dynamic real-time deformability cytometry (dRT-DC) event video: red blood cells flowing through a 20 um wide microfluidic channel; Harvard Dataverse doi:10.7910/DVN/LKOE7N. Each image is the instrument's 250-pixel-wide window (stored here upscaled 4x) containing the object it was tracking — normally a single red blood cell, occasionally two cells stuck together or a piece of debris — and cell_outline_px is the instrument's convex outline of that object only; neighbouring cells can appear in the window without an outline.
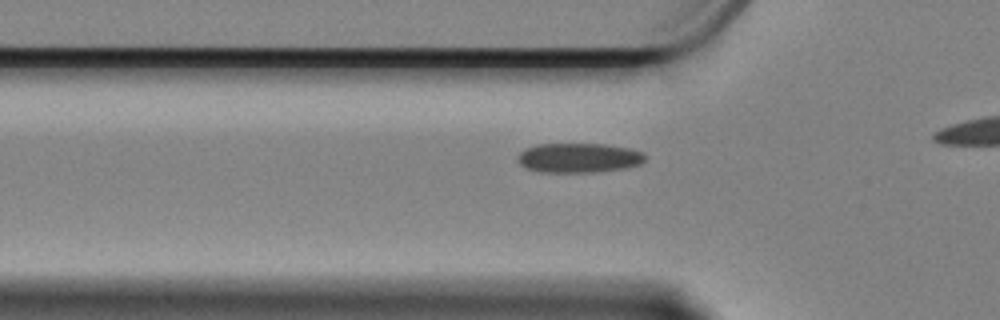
{"species": "Egyptian fruit bat (a non-hibernating species)", "species_latin": "Rousettus aegyptiacus", "temperature_condition": "cold", "stored_images_in_passage": 20, "camera_frame_rate_fps": 3000, "um_per_image_px": 0.085, "animal": {"sex": "female"}, "frame": {"image": 1, "passage_image": 10, "time_ms": 3.0, "image_size_px": [1000, 320], "cell_outline_px": [[644, 160], [640, 164], [624, 168], [588, 172], [540, 172], [528, 168], [520, 164], [516, 160], [516, 156], [524, 148], [536, 144], [604, 144], [628, 148], [640, 152], [644, 156]], "centroid_in_image_um": [49.11, 13.41], "position_along_channel_um": 76.7, "area_um2": 21.79}}
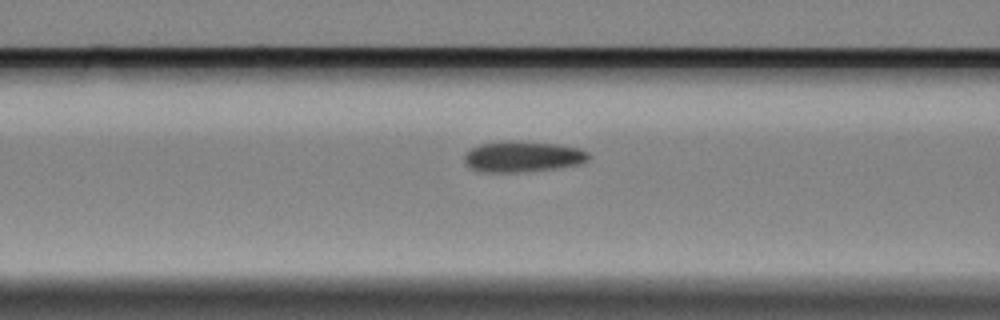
{"frame": {"image": 2, "passage_image": 14, "time_ms": 4.333, "image_size_px": [1000, 320], "cell_outline_px": [[588, 160], [580, 164], [552, 168], [520, 172], [480, 172], [472, 168], [464, 160], [464, 156], [472, 148], [480, 144], [508, 140], [520, 140], [556, 144], [580, 148], [588, 152]], "centroid_in_image_um": [44.43, 13.29], "position_along_channel_um": 122.2, "area_um2": 22.25}}
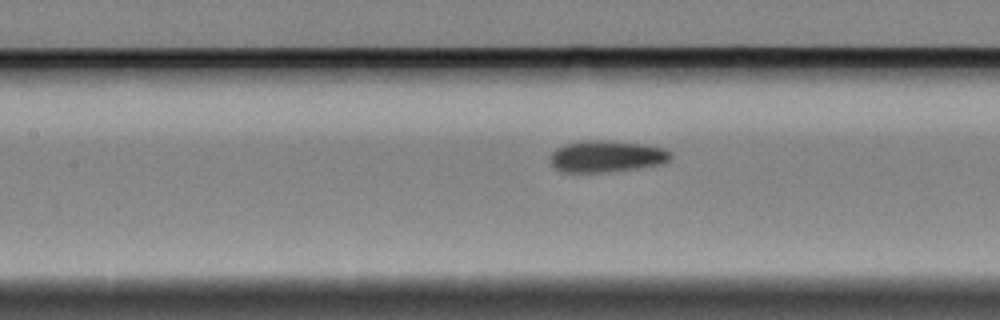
{"frame": {"image": 3, "passage_image": 17, "time_ms": 5.333, "image_size_px": [1000, 320], "cell_outline_px": [[672, 156], [668, 160], [660, 164], [636, 168], [608, 172], [560, 172], [552, 164], [552, 152], [556, 148], [564, 144], [584, 140], [604, 140], [640, 144], [664, 148], [672, 152]], "centroid_in_image_um": [51.55, 13.29], "position_along_channel_um": 155.9, "area_um2": 22.02}}